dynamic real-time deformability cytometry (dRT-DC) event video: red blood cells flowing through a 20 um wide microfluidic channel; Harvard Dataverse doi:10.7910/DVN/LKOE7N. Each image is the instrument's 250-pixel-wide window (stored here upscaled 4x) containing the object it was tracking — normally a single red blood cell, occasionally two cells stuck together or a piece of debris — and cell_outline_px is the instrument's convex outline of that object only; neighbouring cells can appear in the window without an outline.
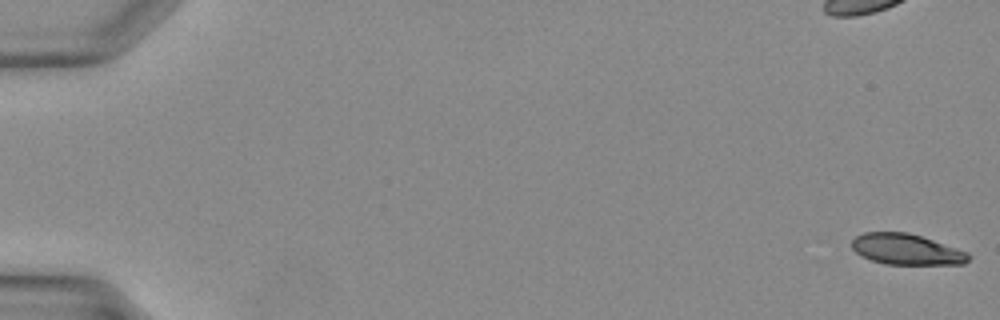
{"species": "Egyptian fruit bat (a non-hibernating species)", "species_latin": "Rousettus aegyptiacus", "temperature_condition": "warm", "stored_images_in_passage": 11, "camera_frame_rate_fps": 3000, "um_per_image_px": 0.085, "animal": {"sex": "female"}, "frame": {"image": 1, "passage_image": 1, "time_ms": 0.0, "image_size_px": [1000, 320], "cell_outline_px": [[968, 260], [964, 264], [884, 264], [860, 256], [852, 248], [852, 240], [856, 236], [864, 232], [908, 232], [968, 252]], "centroid_in_image_um": [77.0, 21.19], "position_along_channel_um": 8.0, "area_um2": 20.75}}